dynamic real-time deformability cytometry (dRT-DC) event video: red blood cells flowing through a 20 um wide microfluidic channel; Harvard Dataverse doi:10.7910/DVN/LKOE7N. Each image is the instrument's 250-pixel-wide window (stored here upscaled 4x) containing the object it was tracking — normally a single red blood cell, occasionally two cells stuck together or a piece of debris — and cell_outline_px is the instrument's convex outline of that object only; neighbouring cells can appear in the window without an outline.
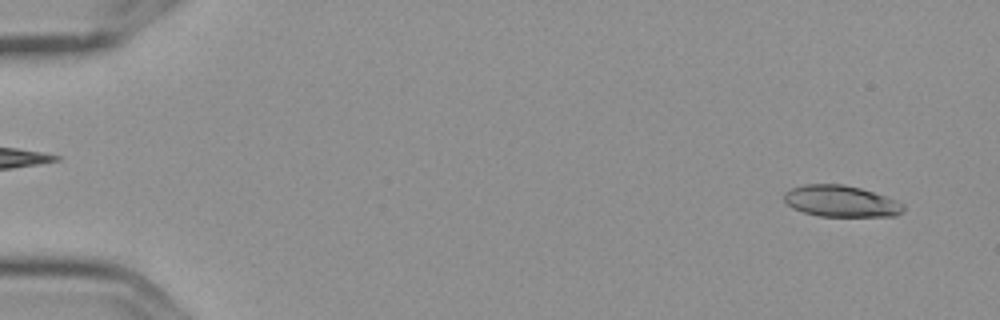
{"species": "Egyptian fruit bat (a non-hibernating species)", "species_latin": "Rousettus aegyptiacus", "temperature_condition": "cold", "stored_images_in_passage": 3, "camera_frame_rate_fps": 3000, "um_per_image_px": 0.085, "frame": {"image": 1, "passage_image": 3, "time_ms": 0.667, "image_size_px": [1000, 320], "cell_outline_px": [[904, 212], [896, 216], [820, 216], [804, 212], [792, 208], [784, 200], [784, 192], [792, 188], [804, 184], [844, 184], [860, 188], [884, 196], [904, 204]], "centroid_in_image_um": [71.47, 17.1], "position_along_channel_um": 13.5, "area_um2": 21.73}}